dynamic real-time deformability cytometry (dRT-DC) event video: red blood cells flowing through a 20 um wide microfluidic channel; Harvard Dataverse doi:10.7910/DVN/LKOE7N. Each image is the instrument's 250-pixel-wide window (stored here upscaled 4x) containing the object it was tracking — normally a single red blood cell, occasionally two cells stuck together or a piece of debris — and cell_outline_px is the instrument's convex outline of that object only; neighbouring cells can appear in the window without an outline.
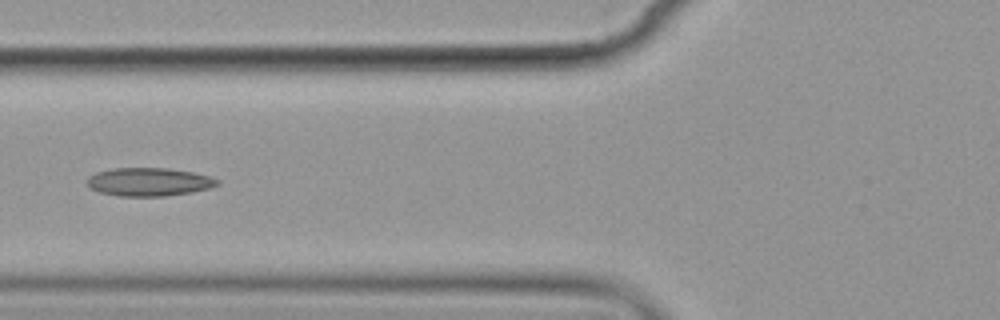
{"species": "common noctule bat (a hibernating species)", "species_latin": "Nyctalus noctula", "temperature_condition": "cold", "stored_images_in_passage": 15, "camera_frame_rate_fps": 3000, "um_per_image_px": 0.085, "animal": {"sex": "female", "body_mass_g": 19.9}, "frame": {"image": 1, "passage_image": 6, "time_ms": 6.667, "image_size_px": [1000, 320], "cell_outline_px": [[220, 184], [212, 188], [192, 192], [164, 196], [120, 196], [100, 192], [88, 188], [88, 176], [96, 172], [112, 168], [168, 168], [192, 172], [208, 176], [220, 180]], "centroid_in_image_um": [12.67, 15.46], "position_along_channel_um": 113.1, "area_um2": 21.56}}
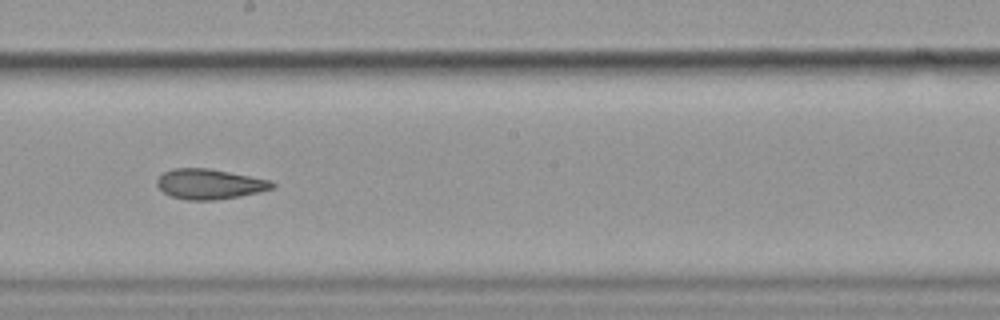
{"frame": {"image": 2, "passage_image": 9, "time_ms": 10.0, "image_size_px": [1000, 320], "cell_outline_px": [[276, 188], [260, 192], [240, 196], [216, 200], [188, 200], [172, 196], [164, 192], [156, 184], [156, 180], [164, 172], [172, 168], [208, 168], [272, 180], [276, 184]], "centroid_in_image_um": [17.86, 15.64], "position_along_channel_um": 230.3, "area_um2": 20.35}}
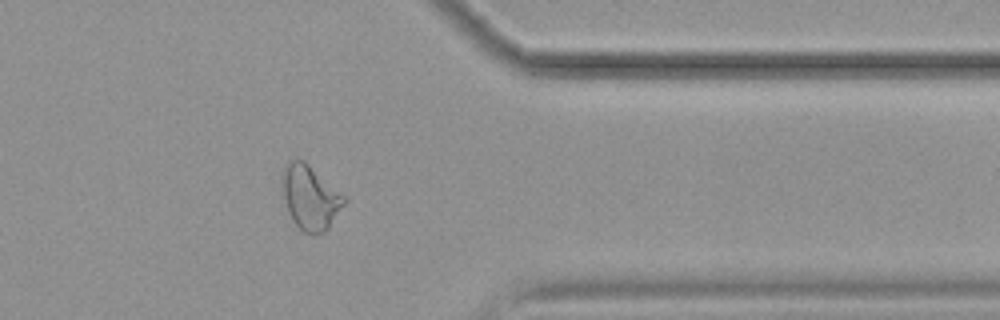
{"frame": {"image": 3, "passage_image": 13, "time_ms": 14.667, "image_size_px": [1000, 320], "cell_outline_px": [[348, 200], [328, 228], [324, 232], [304, 232], [292, 220], [288, 212], [284, 196], [284, 168], [288, 160], [304, 160], [344, 196]], "centroid_in_image_um": [26.39, 16.78], "position_along_channel_um": 385.0, "area_um2": 22.43}, "authors_computed_cell_mechanics": {"area_um2": 20.808, "velocity_mm_per_s": 3.5317, "shape_relaxation_time_tau1_ms": null, "shape_relaxation_time_tau2_ms": 4.4547, "deformation_change_tau1": null, "deformation_change_tau2": 0.1074}}